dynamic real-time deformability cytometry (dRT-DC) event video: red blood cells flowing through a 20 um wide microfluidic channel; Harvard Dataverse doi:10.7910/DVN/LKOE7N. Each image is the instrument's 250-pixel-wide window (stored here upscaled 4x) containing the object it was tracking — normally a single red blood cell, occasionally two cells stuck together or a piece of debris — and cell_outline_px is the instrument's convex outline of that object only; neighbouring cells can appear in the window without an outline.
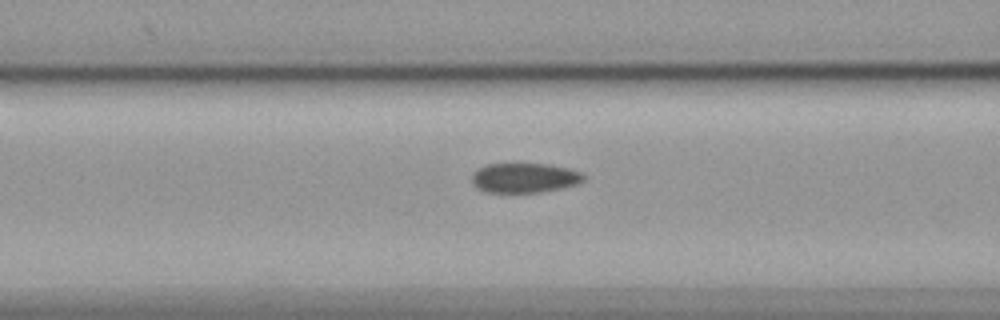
{"species": "common noctule bat (a hibernating species)", "species_latin": "Nyctalus noctula", "temperature_condition": "cold", "stored_images_in_passage": 30, "camera_frame_rate_fps": 3000, "um_per_image_px": 0.085, "animal": {"sex": "female", "body_mass_g": 19.9}, "frame": {"image": 1, "passage_image": 7, "time_ms": 2.0, "image_size_px": [1000, 320], "cell_outline_px": [[584, 180], [576, 184], [560, 188], [540, 192], [484, 192], [476, 188], [472, 184], [472, 172], [488, 164], [548, 164], [568, 168], [580, 172], [584, 176]], "centroid_in_image_um": [44.54, 15.12], "position_along_channel_um": 122.1, "area_um2": 19.25}}
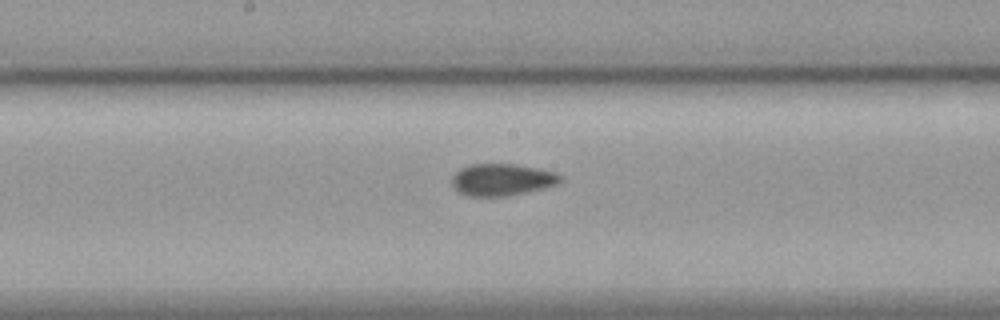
{"frame": {"image": 2, "passage_image": 14, "time_ms": 4.333, "image_size_px": [1000, 320], "cell_outline_px": [[564, 180], [560, 184], [528, 192], [508, 196], [468, 196], [460, 192], [452, 184], [452, 176], [460, 168], [468, 164], [516, 164], [556, 172]], "centroid_in_image_um": [42.7, 15.27], "position_along_channel_um": 205.5, "area_um2": 20.35}}
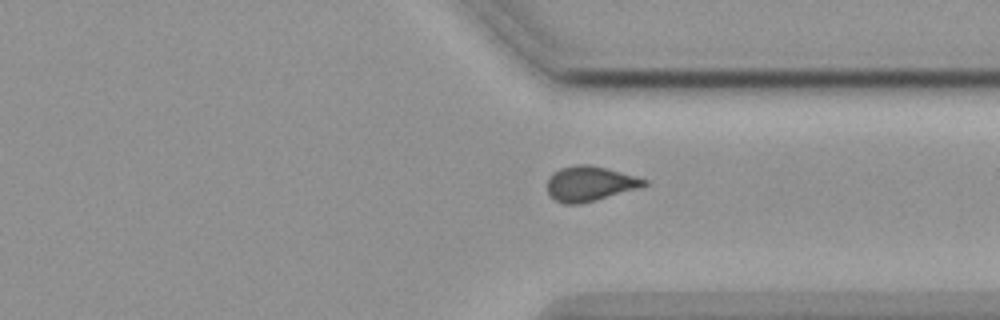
{"frame": {"image": 3, "passage_image": 27, "time_ms": 8.667, "image_size_px": [1000, 320], "cell_outline_px": [[648, 184], [640, 188], [596, 200], [580, 204], [564, 204], [556, 200], [548, 192], [548, 180], [552, 172], [560, 168], [576, 164], [588, 164], [636, 176], [648, 180]], "centroid_in_image_um": [50.15, 15.61], "position_along_channel_um": 361.3, "area_um2": 19.65}}